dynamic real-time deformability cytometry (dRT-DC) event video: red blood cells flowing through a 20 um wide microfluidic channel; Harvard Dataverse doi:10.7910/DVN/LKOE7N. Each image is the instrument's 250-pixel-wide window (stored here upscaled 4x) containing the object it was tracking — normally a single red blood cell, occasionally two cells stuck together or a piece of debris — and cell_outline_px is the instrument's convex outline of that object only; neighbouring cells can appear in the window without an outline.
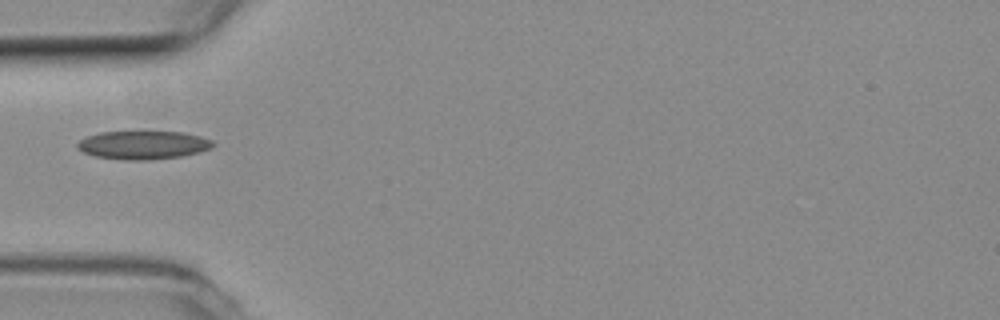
{"species": "common noctule bat (a hibernating species)", "species_latin": "Nyctalus noctula", "temperature_condition": "room temperature", "stored_images_in_passage": 16, "camera_frame_rate_fps": 3000, "um_per_image_px": 0.085, "animal": {"sex": "female", "body_mass_g": 19.3, "forearm_length_mm": 54.1}, "frame": {"image": 1, "passage_image": 1, "time_ms": 0.0, "image_size_px": [1000, 320], "cell_outline_px": [[216, 144], [212, 148], [200, 152], [180, 156], [148, 160], [124, 160], [96, 156], [84, 152], [76, 144], [80, 140], [88, 136], [100, 132], [184, 132], [200, 136], [212, 140]], "centroid_in_image_um": [12.22, 12.32], "position_along_channel_um": 72.8, "area_um2": 22.25}}
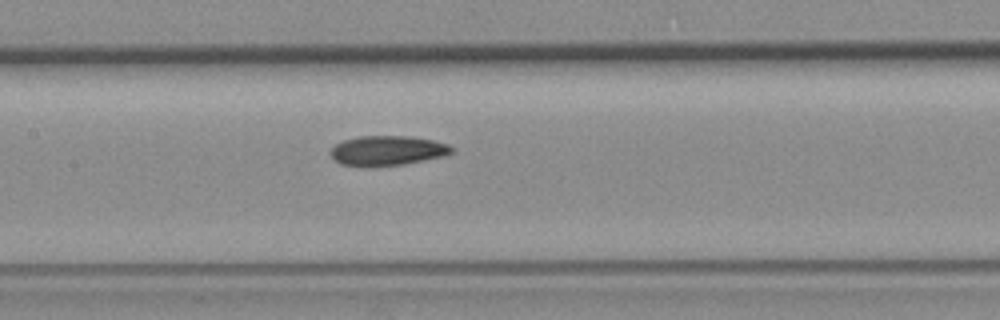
{"frame": {"image": 2, "passage_image": 9, "time_ms": 2.667, "image_size_px": [1000, 320], "cell_outline_px": [[452, 152], [444, 156], [404, 164], [372, 168], [364, 168], [340, 164], [332, 156], [332, 148], [336, 144], [344, 140], [360, 136], [412, 136], [432, 140], [448, 144], [452, 148]], "centroid_in_image_um": [32.91, 12.82], "position_along_channel_um": 174.5, "area_um2": 21.21}}
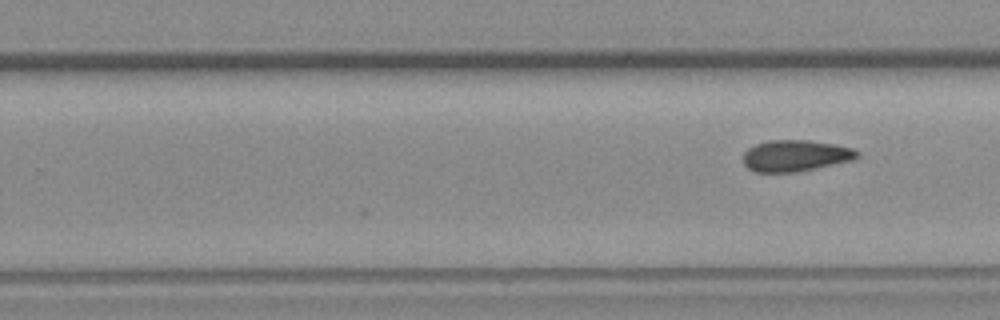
{"frame": {"image": 3, "passage_image": 16, "time_ms": 5.0, "image_size_px": [1000, 320], "cell_outline_px": [[860, 156], [856, 160], [796, 172], [756, 172], [748, 168], [744, 164], [744, 152], [748, 148], [756, 144], [768, 140], [808, 140], [836, 144], [852, 148], [860, 152]], "centroid_in_image_um": [67.66, 13.23], "position_along_channel_um": 262.1, "area_um2": 21.04}}